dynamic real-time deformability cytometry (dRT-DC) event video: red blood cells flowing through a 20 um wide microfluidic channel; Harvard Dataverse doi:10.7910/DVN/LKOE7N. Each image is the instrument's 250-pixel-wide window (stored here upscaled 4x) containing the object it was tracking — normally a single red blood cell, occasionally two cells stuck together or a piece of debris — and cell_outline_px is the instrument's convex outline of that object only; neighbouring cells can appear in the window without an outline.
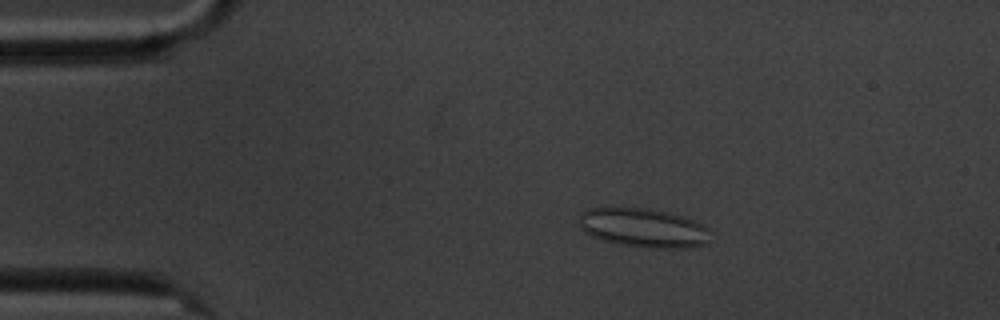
{"species": "common noctule bat (a hibernating species)", "species_latin": "Nyctalus noctula", "temperature_condition": "cold", "stored_images_in_passage": 59, "camera_frame_rate_fps": 3000, "um_per_image_px": 0.085, "animal": {"sex": "male", "body_mass_g": 20.1, "forearm_length_mm": 53.5}, "frame": {"image": 1, "passage_image": 11, "time_ms": 3.333, "image_size_px": [1000, 320], "cell_outline_px": [[708, 244], [684, 248], [648, 248], [616, 244], [592, 236], [584, 232], [580, 228], [580, 212], [588, 208], [648, 208], [684, 216], [708, 228]], "centroid_in_image_um": [54.66, 19.37], "position_along_channel_um": 30.3, "area_um2": 29.88}}
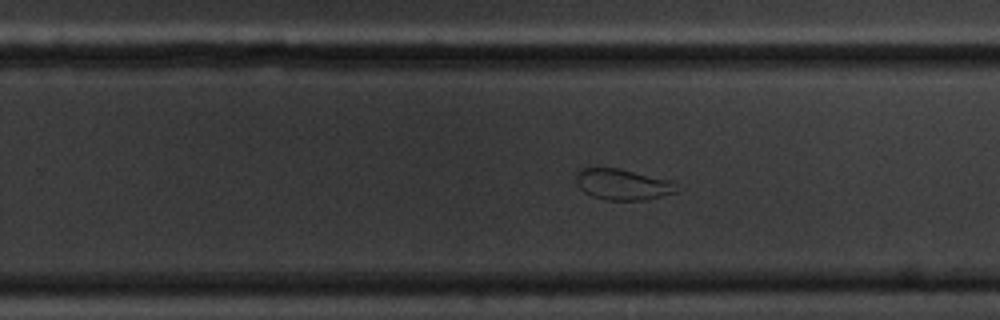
{"frame": {"image": 2, "passage_image": 37, "time_ms": 12.0, "image_size_px": [1000, 320], "cell_outline_px": [[684, 188], [676, 192], [648, 200], [604, 200], [592, 196], [584, 192], [576, 184], [576, 172], [580, 168], [588, 164], [620, 168], [668, 180]], "centroid_in_image_um": [52.87, 15.64], "position_along_channel_um": 276.9, "area_um2": 18.96}}
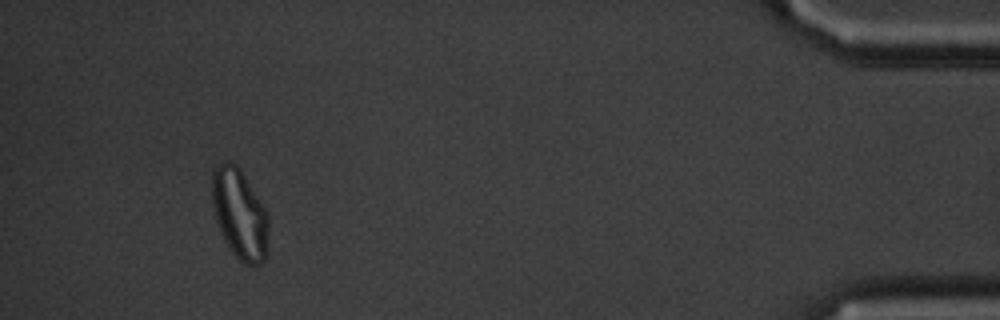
{"frame": {"image": 3, "passage_image": 55, "time_ms": 18.0, "image_size_px": [1000, 320], "cell_outline_px": [[268, 256], [256, 268], [244, 264], [228, 248], [220, 232], [216, 220], [212, 204], [212, 168], [216, 164], [224, 160], [232, 160], [240, 168], [268, 212]], "centroid_in_image_um": [20.38, 18.19], "position_along_channel_um": 414.8, "area_um2": 30.58}, "authors_computed_cell_mechanics": {"area_um2": 27.166, "velocity_mm_per_s": 3.3966, "shape_relaxation_time_tau1_ms": null, "shape_relaxation_time_tau2_ms": 0.9475, "deformation_change_tau1": null, "deformation_change_tau2": 0.0784}}